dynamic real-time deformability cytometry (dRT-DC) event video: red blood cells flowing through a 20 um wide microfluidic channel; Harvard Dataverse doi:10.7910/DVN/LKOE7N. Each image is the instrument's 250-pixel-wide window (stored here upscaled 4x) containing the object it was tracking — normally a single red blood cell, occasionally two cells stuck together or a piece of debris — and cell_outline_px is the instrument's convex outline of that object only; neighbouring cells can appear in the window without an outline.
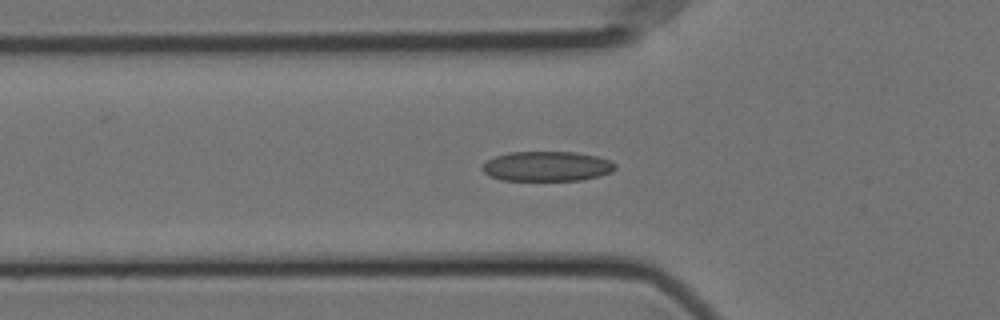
{"species": "Egyptian fruit bat (a non-hibernating species)", "species_latin": "Rousettus aegyptiacus", "temperature_condition": "cold", "stored_images_in_passage": 27, "camera_frame_rate_fps": 3000, "um_per_image_px": 0.085, "animal": {"sex": "female"}, "frame": {"image": 1, "passage_image": 18, "time_ms": 5.667, "image_size_px": [1000, 320], "cell_outline_px": [[616, 168], [612, 172], [600, 176], [580, 180], [500, 180], [488, 176], [480, 168], [488, 160], [496, 156], [508, 152], [576, 152], [596, 156], [612, 160], [616, 164]], "centroid_in_image_um": [46.5, 14.13], "position_along_channel_um": 79.3, "area_um2": 23.29}}
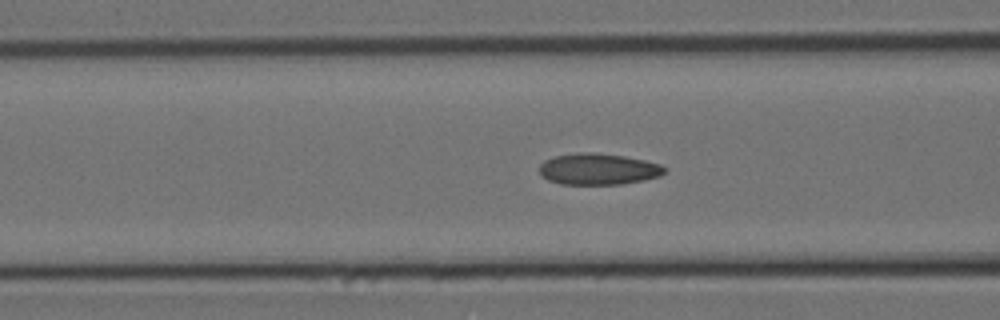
{"frame": {"image": 2, "passage_image": 21, "time_ms": 6.667, "image_size_px": [1000, 320], "cell_outline_px": [[668, 168], [660, 176], [644, 180], [624, 184], [560, 184], [548, 180], [540, 172], [540, 164], [544, 160], [552, 156], [580, 152], [596, 152], [624, 156], [644, 160], [660, 164]], "centroid_in_image_um": [50.86, 14.36], "position_along_channel_um": 115.7, "area_um2": 23.0}}
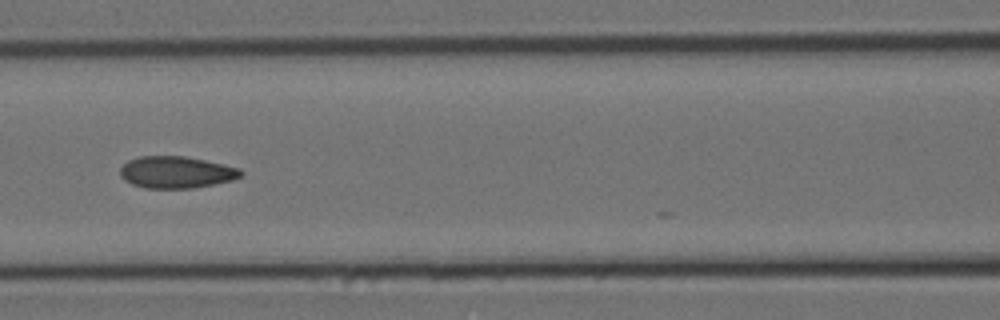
{"frame": {"image": 3, "passage_image": 24, "time_ms": 7.667, "image_size_px": [1000, 320], "cell_outline_px": [[244, 172], [240, 176], [232, 180], [192, 188], [144, 188], [132, 184], [124, 180], [120, 176], [120, 168], [128, 160], [140, 156], [184, 156], [224, 164], [240, 168]], "centroid_in_image_um": [14.96, 14.64], "position_along_channel_um": 151.6, "area_um2": 22.37}}